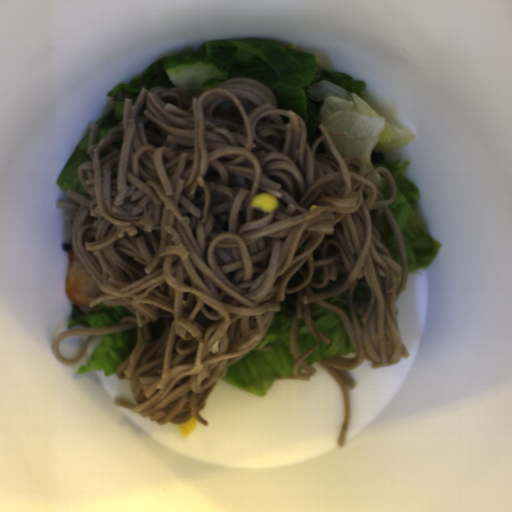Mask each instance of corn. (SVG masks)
<instances>
[{
  "instance_id": "51d56268",
  "label": "corn",
  "mask_w": 512,
  "mask_h": 512,
  "mask_svg": "<svg viewBox=\"0 0 512 512\" xmlns=\"http://www.w3.org/2000/svg\"><path fill=\"white\" fill-rule=\"evenodd\" d=\"M249 206L250 209L270 213L276 210L278 201L271 193L260 192L251 198Z\"/></svg>"
},
{
  "instance_id": "f1292c28",
  "label": "corn",
  "mask_w": 512,
  "mask_h": 512,
  "mask_svg": "<svg viewBox=\"0 0 512 512\" xmlns=\"http://www.w3.org/2000/svg\"><path fill=\"white\" fill-rule=\"evenodd\" d=\"M197 426L196 419L192 416L189 420L178 425L179 433L184 438L194 431Z\"/></svg>"
}]
</instances>
